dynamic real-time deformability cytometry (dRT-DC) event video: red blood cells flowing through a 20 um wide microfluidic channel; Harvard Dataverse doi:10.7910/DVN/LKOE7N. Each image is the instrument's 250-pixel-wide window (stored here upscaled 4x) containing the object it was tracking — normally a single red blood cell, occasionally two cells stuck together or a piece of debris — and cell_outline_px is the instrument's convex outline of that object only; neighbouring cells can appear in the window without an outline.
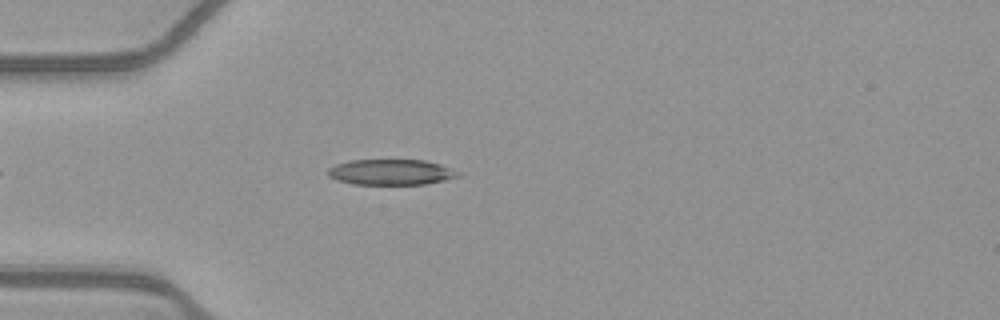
{"species": "common noctule bat (a hibernating species)", "species_latin": "Nyctalus noctula", "temperature_condition": "warm", "stored_images_in_passage": 47, "camera_frame_rate_fps": 3000, "um_per_image_px": 0.085, "animal": {"sex": "female", "body_mass_g": 21.9}, "frame": {"image": 1, "passage_image": 10, "time_ms": 3.0, "image_size_px": [1000, 320], "cell_outline_px": [[460, 176], [444, 180], [424, 184], [352, 184], [336, 180], [328, 176], [328, 168], [336, 164], [352, 160], [424, 160], [440, 164], [460, 172]], "centroid_in_image_um": [33.22, 14.63], "position_along_channel_um": 51.8, "area_um2": 19.36}}
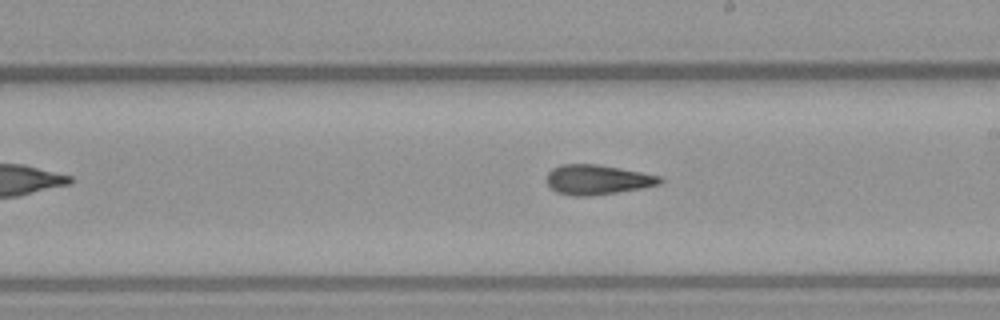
{"frame": {"image": 2, "passage_image": 25, "time_ms": 8.0, "image_size_px": [1000, 320], "cell_outline_px": [[664, 180], [660, 184], [640, 188], [592, 196], [572, 196], [556, 192], [548, 184], [548, 172], [552, 168], [560, 164], [596, 164], [620, 168], [660, 176]], "centroid_in_image_um": [50.76, 15.27], "position_along_channel_um": 238.2, "area_um2": 19.54}}
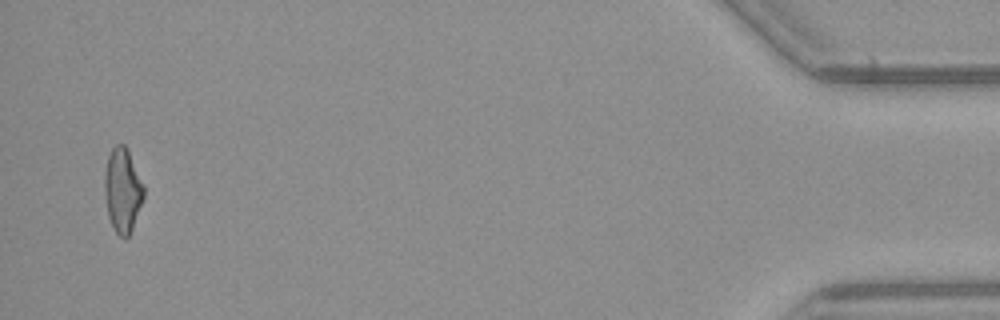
{"frame": {"image": 3, "passage_image": 46, "time_ms": 15.0, "image_size_px": [1000, 320], "cell_outline_px": [[144, 196], [132, 228], [128, 236], [124, 240], [112, 228], [108, 216], [104, 192], [104, 176], [108, 156], [112, 148], [116, 144], [124, 144], [128, 148], [144, 184]], "centroid_in_image_um": [10.42, 16.15], "position_along_channel_um": 424.8, "area_um2": 19.42}, "authors_computed_cell_mechanics": {"area_um2": 19.4208, "velocity_mm_per_s": 3.9164, "shape_relaxation_time_tau1_ms": null, "shape_relaxation_time_tau2_ms": 3.3386, "deformation_change_tau1": null, "deformation_change_tau2": 0.1313}}